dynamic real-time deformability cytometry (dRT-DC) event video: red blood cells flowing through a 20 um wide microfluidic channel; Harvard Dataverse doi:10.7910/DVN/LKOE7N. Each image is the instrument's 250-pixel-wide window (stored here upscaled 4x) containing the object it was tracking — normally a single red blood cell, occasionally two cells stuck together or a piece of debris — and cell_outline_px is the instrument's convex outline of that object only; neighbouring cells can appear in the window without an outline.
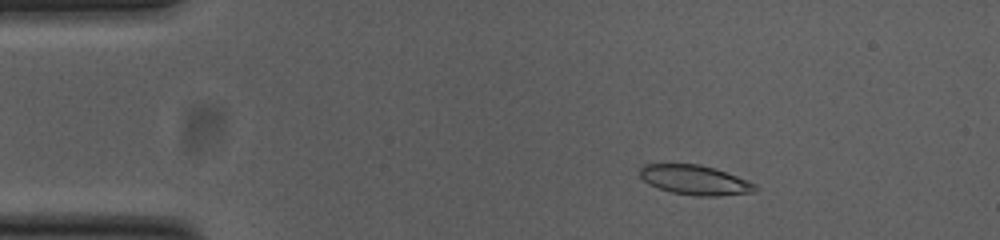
{"species": "common noctule bat (a hibernating species)", "species_latin": "Nyctalus noctula", "temperature_condition": "cold", "stored_images_in_passage": 53, "camera_frame_rate_fps": 3000, "um_per_image_px": 0.085, "animal": {"sex": "female", "body_mass_g": 23.0, "forearm_length_mm": 53.4}, "frame": {"image": 1, "passage_image": 8, "time_ms": 2.333, "image_size_px": [1000, 240], "cell_outline_px": [[756, 192], [720, 196], [700, 196], [672, 192], [648, 184], [640, 176], [640, 168], [644, 164], [700, 164], [716, 168], [756, 184]], "centroid_in_image_um": [59.08, 15.3], "position_along_channel_um": 25.9, "area_um2": 19.83}}
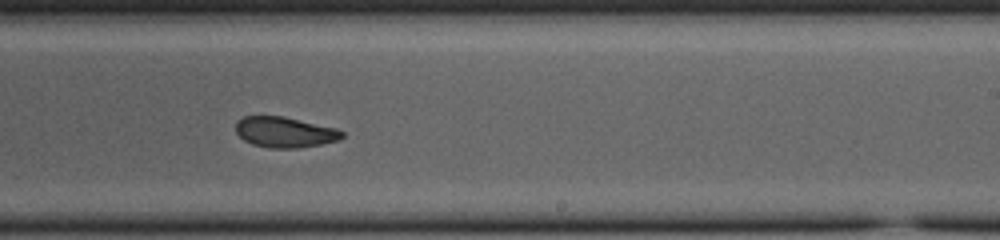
{"frame": {"image": 2, "passage_image": 32, "time_ms": 10.333, "image_size_px": [1000, 240], "cell_outline_px": [[344, 136], [340, 140], [320, 144], [296, 148], [268, 148], [252, 144], [244, 140], [236, 132], [236, 120], [244, 116], [284, 116], [336, 128], [344, 132]], "centroid_in_image_um": [24.2, 11.23], "position_along_channel_um": 264.8, "area_um2": 19.02}}
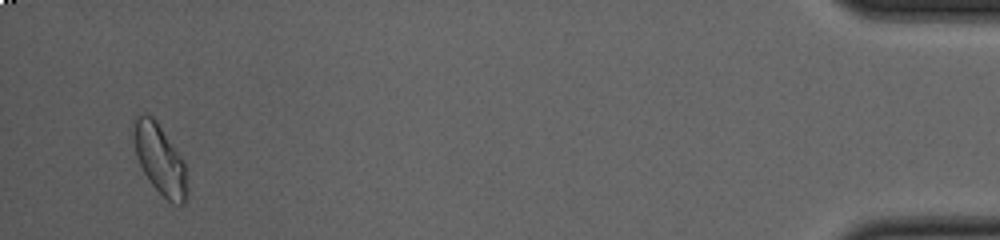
{"frame": {"image": 3, "passage_image": 51, "time_ms": 16.667, "image_size_px": [1000, 240], "cell_outline_px": [[188, 196], [184, 204], [180, 204], [168, 200], [152, 184], [144, 172], [136, 156], [132, 120], [136, 116], [144, 112], [152, 116], [156, 120], [184, 164], [188, 188]], "centroid_in_image_um": [13.57, 13.52], "position_along_channel_um": 421.6, "area_um2": 21.33}, "authors_computed_cell_mechanics": {"area_um2": 19.941, "velocity_mm_per_s": 3.797, "shape_relaxation_time_tau1_ms": null, "shape_relaxation_time_tau2_ms": 3.2699, "deformation_change_tau1": null, "deformation_change_tau2": 0.0878}}